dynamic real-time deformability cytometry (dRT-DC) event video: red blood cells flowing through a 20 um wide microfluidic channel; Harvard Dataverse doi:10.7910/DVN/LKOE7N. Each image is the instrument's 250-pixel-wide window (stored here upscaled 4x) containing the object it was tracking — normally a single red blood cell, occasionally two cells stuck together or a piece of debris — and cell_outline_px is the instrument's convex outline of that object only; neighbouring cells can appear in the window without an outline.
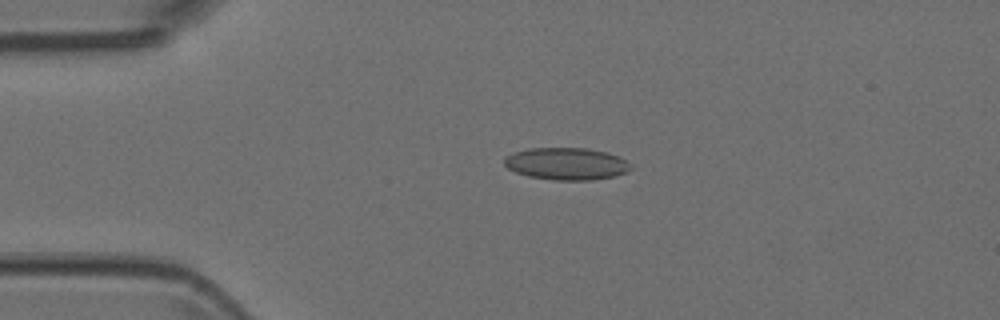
{"species": "Egyptian fruit bat (a non-hibernating species)", "species_latin": "Rousettus aegyptiacus", "temperature_condition": "room temperature", "stored_images_in_passage": 6, "camera_frame_rate_fps": 3000, "um_per_image_px": 0.085, "animal": {"sex": "female"}, "frame": {"image": 1, "passage_image": 4, "time_ms": 1.0, "image_size_px": [1000, 320], "cell_outline_px": [[632, 168], [628, 172], [616, 176], [592, 180], [552, 180], [528, 176], [516, 172], [508, 168], [504, 164], [504, 156], [528, 148], [588, 148], [608, 152], [620, 156], [632, 164]], "centroid_in_image_um": [48.2, 13.92], "position_along_channel_um": 36.8, "area_um2": 24.04}}